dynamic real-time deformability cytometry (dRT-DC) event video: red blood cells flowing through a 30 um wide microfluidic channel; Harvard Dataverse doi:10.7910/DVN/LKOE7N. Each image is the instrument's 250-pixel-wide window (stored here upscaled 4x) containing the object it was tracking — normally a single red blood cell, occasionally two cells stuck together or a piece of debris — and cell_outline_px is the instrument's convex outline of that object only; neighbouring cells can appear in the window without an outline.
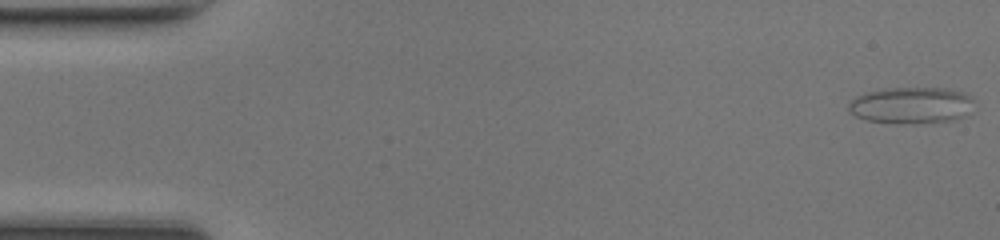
{"species": "common noctule bat (a hibernating species)", "species_latin": "Nyctalus noctula", "temperature_condition": "room temperature", "stored_images_in_passage": 48, "camera_frame_rate_fps": 3000, "um_per_image_px": 0.085, "animal": {"sex": "female", "body_mass_g": 17.0, "forearm_length_mm": 48.0}, "frame": {"image": 1, "passage_image": 1, "time_ms": 0.0, "image_size_px": [1000, 240], "cell_outline_px": [[976, 100], [968, 116], [952, 120], [916, 124], [896, 124], [864, 120], [848, 112], [848, 104], [856, 96], [864, 92], [888, 88], [948, 88], [968, 92]], "centroid_in_image_um": [77.51, 8.96], "position_along_channel_um": 7.5, "area_um2": 27.63}}
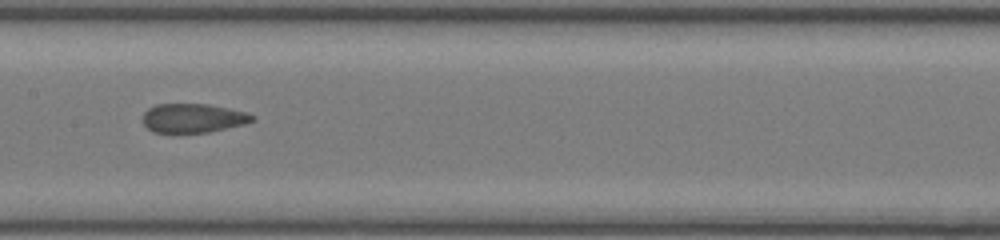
{"frame": {"image": 2, "passage_image": 24, "time_ms": 7.667, "image_size_px": [1000, 240], "cell_outline_px": [[256, 120], [244, 124], [208, 132], [152, 132], [144, 124], [144, 112], [148, 108], [156, 104], [208, 104], [248, 112], [256, 116]], "centroid_in_image_um": [16.45, 10.03], "position_along_channel_um": 191.0, "area_um2": 18.5}}
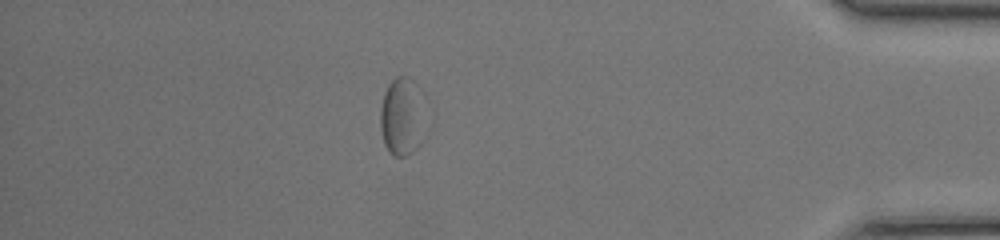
{"frame": {"image": 3, "passage_image": 42, "time_ms": 13.667, "image_size_px": [1000, 240], "cell_outline_px": [[420, 144], [408, 156], [392, 156], [388, 152], [384, 144], [380, 128], [380, 108], [384, 92], [388, 84], [396, 76], [408, 76], [420, 88]], "centroid_in_image_um": [34.07, 9.91], "position_along_channel_um": 401.1, "area_um2": 19.94}}